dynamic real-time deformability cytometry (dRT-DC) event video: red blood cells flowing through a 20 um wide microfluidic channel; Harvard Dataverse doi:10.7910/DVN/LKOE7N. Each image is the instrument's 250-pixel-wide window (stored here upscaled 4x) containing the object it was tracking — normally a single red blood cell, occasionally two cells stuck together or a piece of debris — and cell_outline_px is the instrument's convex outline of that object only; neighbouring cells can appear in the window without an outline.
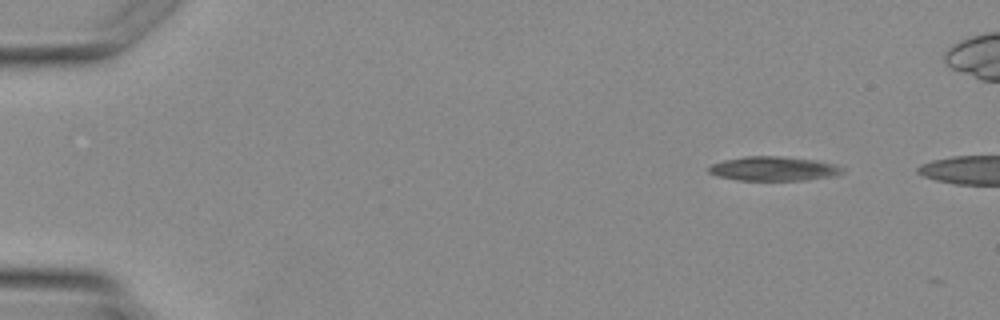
{"species": "Egyptian fruit bat (a non-hibernating species)", "species_latin": "Rousettus aegyptiacus", "temperature_condition": "warm", "stored_images_in_passage": 2, "camera_frame_rate_fps": 3000, "um_per_image_px": 0.085, "animal": {"sex": "female"}, "frame": {"image": 1, "passage_image": 1, "time_ms": 0.0, "image_size_px": [1000, 320], "cell_outline_px": [[844, 172], [836, 176], [804, 180], [736, 180], [716, 176], [708, 172], [708, 168], [712, 164], [724, 160], [744, 156], [780, 156], [816, 160], [840, 164], [844, 168]], "centroid_in_image_um": [65.81, 14.33], "position_along_channel_um": 19.2, "area_um2": 19.19}}